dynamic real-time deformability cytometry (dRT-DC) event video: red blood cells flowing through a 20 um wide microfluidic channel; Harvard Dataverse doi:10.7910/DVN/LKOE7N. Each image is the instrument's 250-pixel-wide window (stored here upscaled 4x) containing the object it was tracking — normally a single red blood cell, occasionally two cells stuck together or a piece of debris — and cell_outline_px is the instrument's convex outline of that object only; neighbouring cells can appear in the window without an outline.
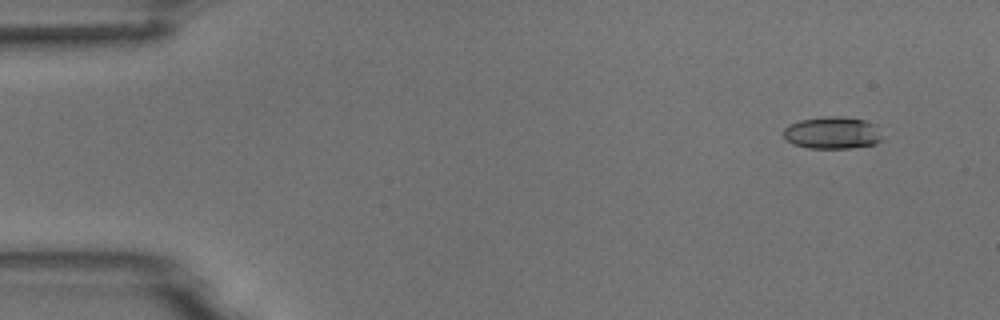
{"species": "common noctule bat (a hibernating species)", "species_latin": "Nyctalus noctula", "temperature_condition": "room temperature", "stored_images_in_passage": 5, "camera_frame_rate_fps": 3000, "um_per_image_px": 0.085, "animal": {"sex": "male", "body_mass_g": 18.8}, "frame": {"image": 1, "passage_image": 2, "time_ms": 1.333, "image_size_px": [1000, 320], "cell_outline_px": [[880, 140], [876, 144], [852, 148], [808, 148], [792, 144], [784, 140], [784, 128], [800, 120], [828, 116], [836, 116], [864, 120], [872, 124], [880, 136]], "centroid_in_image_um": [70.68, 11.31], "position_along_channel_um": 14.3, "area_um2": 18.21}}
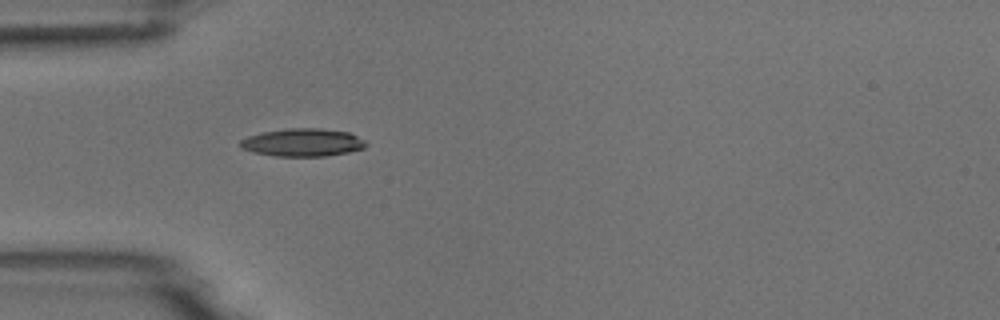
{"frame": {"image": 2, "passage_image": 5, "time_ms": 5.333, "image_size_px": [1000, 320], "cell_outline_px": [[368, 144], [364, 148], [348, 152], [324, 156], [276, 156], [252, 152], [240, 148], [236, 144], [240, 140], [248, 136], [264, 132], [288, 128], [320, 128], [348, 132], [364, 140]], "centroid_in_image_um": [25.68, 12.11], "position_along_channel_um": 59.3, "area_um2": 20.46}}